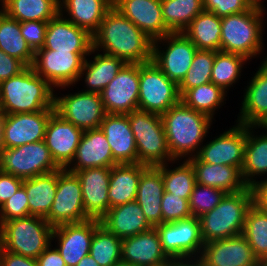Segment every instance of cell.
Returning a JSON list of instances; mask_svg holds the SVG:
<instances>
[{"instance_id": "cell-6", "label": "cell", "mask_w": 267, "mask_h": 266, "mask_svg": "<svg viewBox=\"0 0 267 266\" xmlns=\"http://www.w3.org/2000/svg\"><path fill=\"white\" fill-rule=\"evenodd\" d=\"M54 227L45 218H14L0 226V246L22 256L36 259L51 243Z\"/></svg>"}, {"instance_id": "cell-53", "label": "cell", "mask_w": 267, "mask_h": 266, "mask_svg": "<svg viewBox=\"0 0 267 266\" xmlns=\"http://www.w3.org/2000/svg\"><path fill=\"white\" fill-rule=\"evenodd\" d=\"M252 204L259 210L267 213V178L255 181L250 186Z\"/></svg>"}, {"instance_id": "cell-1", "label": "cell", "mask_w": 267, "mask_h": 266, "mask_svg": "<svg viewBox=\"0 0 267 266\" xmlns=\"http://www.w3.org/2000/svg\"><path fill=\"white\" fill-rule=\"evenodd\" d=\"M93 48L126 64L152 61L153 40L112 6L92 35Z\"/></svg>"}, {"instance_id": "cell-16", "label": "cell", "mask_w": 267, "mask_h": 266, "mask_svg": "<svg viewBox=\"0 0 267 266\" xmlns=\"http://www.w3.org/2000/svg\"><path fill=\"white\" fill-rule=\"evenodd\" d=\"M100 95L108 114H129L138 110L139 64H125Z\"/></svg>"}, {"instance_id": "cell-22", "label": "cell", "mask_w": 267, "mask_h": 266, "mask_svg": "<svg viewBox=\"0 0 267 266\" xmlns=\"http://www.w3.org/2000/svg\"><path fill=\"white\" fill-rule=\"evenodd\" d=\"M113 6L153 41L172 33L164 23L161 0H114Z\"/></svg>"}, {"instance_id": "cell-63", "label": "cell", "mask_w": 267, "mask_h": 266, "mask_svg": "<svg viewBox=\"0 0 267 266\" xmlns=\"http://www.w3.org/2000/svg\"><path fill=\"white\" fill-rule=\"evenodd\" d=\"M175 263H176V262L172 261L170 264H168V265H163V266H175Z\"/></svg>"}, {"instance_id": "cell-46", "label": "cell", "mask_w": 267, "mask_h": 266, "mask_svg": "<svg viewBox=\"0 0 267 266\" xmlns=\"http://www.w3.org/2000/svg\"><path fill=\"white\" fill-rule=\"evenodd\" d=\"M227 193L224 190L196 183L189 198L192 216L202 214L215 208Z\"/></svg>"}, {"instance_id": "cell-15", "label": "cell", "mask_w": 267, "mask_h": 266, "mask_svg": "<svg viewBox=\"0 0 267 266\" xmlns=\"http://www.w3.org/2000/svg\"><path fill=\"white\" fill-rule=\"evenodd\" d=\"M55 109L38 112L3 114L1 148H15L44 140L50 115Z\"/></svg>"}, {"instance_id": "cell-28", "label": "cell", "mask_w": 267, "mask_h": 266, "mask_svg": "<svg viewBox=\"0 0 267 266\" xmlns=\"http://www.w3.org/2000/svg\"><path fill=\"white\" fill-rule=\"evenodd\" d=\"M164 192L161 165L147 166L139 179L135 201L153 227L162 223L161 203Z\"/></svg>"}, {"instance_id": "cell-3", "label": "cell", "mask_w": 267, "mask_h": 266, "mask_svg": "<svg viewBox=\"0 0 267 266\" xmlns=\"http://www.w3.org/2000/svg\"><path fill=\"white\" fill-rule=\"evenodd\" d=\"M55 91L32 66H27L0 83V112L19 114L55 109Z\"/></svg>"}, {"instance_id": "cell-24", "label": "cell", "mask_w": 267, "mask_h": 266, "mask_svg": "<svg viewBox=\"0 0 267 266\" xmlns=\"http://www.w3.org/2000/svg\"><path fill=\"white\" fill-rule=\"evenodd\" d=\"M121 259L133 266H163L172 262L162 250L155 227L122 239Z\"/></svg>"}, {"instance_id": "cell-27", "label": "cell", "mask_w": 267, "mask_h": 266, "mask_svg": "<svg viewBox=\"0 0 267 266\" xmlns=\"http://www.w3.org/2000/svg\"><path fill=\"white\" fill-rule=\"evenodd\" d=\"M100 129L111 147L116 164L137 163V148L127 114H106Z\"/></svg>"}, {"instance_id": "cell-37", "label": "cell", "mask_w": 267, "mask_h": 266, "mask_svg": "<svg viewBox=\"0 0 267 266\" xmlns=\"http://www.w3.org/2000/svg\"><path fill=\"white\" fill-rule=\"evenodd\" d=\"M183 33L198 50L221 51V17L203 10Z\"/></svg>"}, {"instance_id": "cell-62", "label": "cell", "mask_w": 267, "mask_h": 266, "mask_svg": "<svg viewBox=\"0 0 267 266\" xmlns=\"http://www.w3.org/2000/svg\"><path fill=\"white\" fill-rule=\"evenodd\" d=\"M261 266H267V259L259 261Z\"/></svg>"}, {"instance_id": "cell-18", "label": "cell", "mask_w": 267, "mask_h": 266, "mask_svg": "<svg viewBox=\"0 0 267 266\" xmlns=\"http://www.w3.org/2000/svg\"><path fill=\"white\" fill-rule=\"evenodd\" d=\"M100 225V220L89 219L80 223L54 227L52 243L55 240V247L66 266H76L83 257L89 254L94 231Z\"/></svg>"}, {"instance_id": "cell-7", "label": "cell", "mask_w": 267, "mask_h": 266, "mask_svg": "<svg viewBox=\"0 0 267 266\" xmlns=\"http://www.w3.org/2000/svg\"><path fill=\"white\" fill-rule=\"evenodd\" d=\"M137 148V163L158 166L174 159L168 148L161 115L142 110L127 114Z\"/></svg>"}, {"instance_id": "cell-8", "label": "cell", "mask_w": 267, "mask_h": 266, "mask_svg": "<svg viewBox=\"0 0 267 266\" xmlns=\"http://www.w3.org/2000/svg\"><path fill=\"white\" fill-rule=\"evenodd\" d=\"M155 228L160 237L162 250L171 261L200 258L205 243L201 236L198 217L191 216L175 222L161 223Z\"/></svg>"}, {"instance_id": "cell-61", "label": "cell", "mask_w": 267, "mask_h": 266, "mask_svg": "<svg viewBox=\"0 0 267 266\" xmlns=\"http://www.w3.org/2000/svg\"><path fill=\"white\" fill-rule=\"evenodd\" d=\"M3 114L0 112V148H1V125H2Z\"/></svg>"}, {"instance_id": "cell-10", "label": "cell", "mask_w": 267, "mask_h": 266, "mask_svg": "<svg viewBox=\"0 0 267 266\" xmlns=\"http://www.w3.org/2000/svg\"><path fill=\"white\" fill-rule=\"evenodd\" d=\"M179 101L178 85L153 61L139 64V110L162 115Z\"/></svg>"}, {"instance_id": "cell-23", "label": "cell", "mask_w": 267, "mask_h": 266, "mask_svg": "<svg viewBox=\"0 0 267 266\" xmlns=\"http://www.w3.org/2000/svg\"><path fill=\"white\" fill-rule=\"evenodd\" d=\"M251 80L243 90L240 112L236 123L246 126H261L267 119V63L261 61Z\"/></svg>"}, {"instance_id": "cell-51", "label": "cell", "mask_w": 267, "mask_h": 266, "mask_svg": "<svg viewBox=\"0 0 267 266\" xmlns=\"http://www.w3.org/2000/svg\"><path fill=\"white\" fill-rule=\"evenodd\" d=\"M23 181L0 170V208L20 189Z\"/></svg>"}, {"instance_id": "cell-50", "label": "cell", "mask_w": 267, "mask_h": 266, "mask_svg": "<svg viewBox=\"0 0 267 266\" xmlns=\"http://www.w3.org/2000/svg\"><path fill=\"white\" fill-rule=\"evenodd\" d=\"M251 8L247 0H203V9L218 17L246 12Z\"/></svg>"}, {"instance_id": "cell-64", "label": "cell", "mask_w": 267, "mask_h": 266, "mask_svg": "<svg viewBox=\"0 0 267 266\" xmlns=\"http://www.w3.org/2000/svg\"><path fill=\"white\" fill-rule=\"evenodd\" d=\"M262 58H263L262 60L267 63V55L265 57L263 56Z\"/></svg>"}, {"instance_id": "cell-35", "label": "cell", "mask_w": 267, "mask_h": 266, "mask_svg": "<svg viewBox=\"0 0 267 266\" xmlns=\"http://www.w3.org/2000/svg\"><path fill=\"white\" fill-rule=\"evenodd\" d=\"M57 184L58 170L23 181L29 201V215L46 217L55 199Z\"/></svg>"}, {"instance_id": "cell-32", "label": "cell", "mask_w": 267, "mask_h": 266, "mask_svg": "<svg viewBox=\"0 0 267 266\" xmlns=\"http://www.w3.org/2000/svg\"><path fill=\"white\" fill-rule=\"evenodd\" d=\"M112 6V0H59L60 14L91 35L99 29Z\"/></svg>"}, {"instance_id": "cell-56", "label": "cell", "mask_w": 267, "mask_h": 266, "mask_svg": "<svg viewBox=\"0 0 267 266\" xmlns=\"http://www.w3.org/2000/svg\"><path fill=\"white\" fill-rule=\"evenodd\" d=\"M76 266H100L93 257L88 254L83 257Z\"/></svg>"}, {"instance_id": "cell-31", "label": "cell", "mask_w": 267, "mask_h": 266, "mask_svg": "<svg viewBox=\"0 0 267 266\" xmlns=\"http://www.w3.org/2000/svg\"><path fill=\"white\" fill-rule=\"evenodd\" d=\"M188 161L194 169L196 183L215 187L226 193L240 192L248 187L237 167L205 163L197 156Z\"/></svg>"}, {"instance_id": "cell-40", "label": "cell", "mask_w": 267, "mask_h": 266, "mask_svg": "<svg viewBox=\"0 0 267 266\" xmlns=\"http://www.w3.org/2000/svg\"><path fill=\"white\" fill-rule=\"evenodd\" d=\"M172 163L177 164V166L173 168ZM161 174L165 192L189 201L196 179L194 169L188 160H183L182 162L181 160H174L173 162L161 164Z\"/></svg>"}, {"instance_id": "cell-30", "label": "cell", "mask_w": 267, "mask_h": 266, "mask_svg": "<svg viewBox=\"0 0 267 266\" xmlns=\"http://www.w3.org/2000/svg\"><path fill=\"white\" fill-rule=\"evenodd\" d=\"M110 233L124 239L153 228L136 201L112 207L100 220Z\"/></svg>"}, {"instance_id": "cell-54", "label": "cell", "mask_w": 267, "mask_h": 266, "mask_svg": "<svg viewBox=\"0 0 267 266\" xmlns=\"http://www.w3.org/2000/svg\"><path fill=\"white\" fill-rule=\"evenodd\" d=\"M0 266H38L36 259L4 250L0 246Z\"/></svg>"}, {"instance_id": "cell-5", "label": "cell", "mask_w": 267, "mask_h": 266, "mask_svg": "<svg viewBox=\"0 0 267 266\" xmlns=\"http://www.w3.org/2000/svg\"><path fill=\"white\" fill-rule=\"evenodd\" d=\"M250 186L236 193H227L220 203L199 218L204 243L242 235L245 217L252 206Z\"/></svg>"}, {"instance_id": "cell-41", "label": "cell", "mask_w": 267, "mask_h": 266, "mask_svg": "<svg viewBox=\"0 0 267 266\" xmlns=\"http://www.w3.org/2000/svg\"><path fill=\"white\" fill-rule=\"evenodd\" d=\"M162 16L172 33L183 32L203 9V0H161Z\"/></svg>"}, {"instance_id": "cell-59", "label": "cell", "mask_w": 267, "mask_h": 266, "mask_svg": "<svg viewBox=\"0 0 267 266\" xmlns=\"http://www.w3.org/2000/svg\"><path fill=\"white\" fill-rule=\"evenodd\" d=\"M113 266H133V265L121 260V261L117 262L116 264H114Z\"/></svg>"}, {"instance_id": "cell-33", "label": "cell", "mask_w": 267, "mask_h": 266, "mask_svg": "<svg viewBox=\"0 0 267 266\" xmlns=\"http://www.w3.org/2000/svg\"><path fill=\"white\" fill-rule=\"evenodd\" d=\"M259 126H247L241 173L244 182L251 186L258 179L267 178V131L258 134ZM265 132V133H264Z\"/></svg>"}, {"instance_id": "cell-43", "label": "cell", "mask_w": 267, "mask_h": 266, "mask_svg": "<svg viewBox=\"0 0 267 266\" xmlns=\"http://www.w3.org/2000/svg\"><path fill=\"white\" fill-rule=\"evenodd\" d=\"M242 235L258 261L267 259V213L252 205L246 214Z\"/></svg>"}, {"instance_id": "cell-36", "label": "cell", "mask_w": 267, "mask_h": 266, "mask_svg": "<svg viewBox=\"0 0 267 266\" xmlns=\"http://www.w3.org/2000/svg\"><path fill=\"white\" fill-rule=\"evenodd\" d=\"M0 10L19 22H48L60 13L59 0H4Z\"/></svg>"}, {"instance_id": "cell-39", "label": "cell", "mask_w": 267, "mask_h": 266, "mask_svg": "<svg viewBox=\"0 0 267 266\" xmlns=\"http://www.w3.org/2000/svg\"><path fill=\"white\" fill-rule=\"evenodd\" d=\"M228 92L221 87L209 82L191 89H188L180 100L188 107L197 112L203 113L214 120L216 111L226 103Z\"/></svg>"}, {"instance_id": "cell-47", "label": "cell", "mask_w": 267, "mask_h": 266, "mask_svg": "<svg viewBox=\"0 0 267 266\" xmlns=\"http://www.w3.org/2000/svg\"><path fill=\"white\" fill-rule=\"evenodd\" d=\"M162 223H170L192 216L189 201L164 192L161 203Z\"/></svg>"}, {"instance_id": "cell-13", "label": "cell", "mask_w": 267, "mask_h": 266, "mask_svg": "<svg viewBox=\"0 0 267 266\" xmlns=\"http://www.w3.org/2000/svg\"><path fill=\"white\" fill-rule=\"evenodd\" d=\"M45 219L53 227L90 219L85 212L80 181L74 173L58 169L55 199Z\"/></svg>"}, {"instance_id": "cell-11", "label": "cell", "mask_w": 267, "mask_h": 266, "mask_svg": "<svg viewBox=\"0 0 267 266\" xmlns=\"http://www.w3.org/2000/svg\"><path fill=\"white\" fill-rule=\"evenodd\" d=\"M58 169L44 140L15 148H0V170L22 180Z\"/></svg>"}, {"instance_id": "cell-42", "label": "cell", "mask_w": 267, "mask_h": 266, "mask_svg": "<svg viewBox=\"0 0 267 266\" xmlns=\"http://www.w3.org/2000/svg\"><path fill=\"white\" fill-rule=\"evenodd\" d=\"M248 62L250 63L241 55L216 51L211 71V82L221 87L225 92H229V89L241 79L243 67L245 69L244 65Z\"/></svg>"}, {"instance_id": "cell-57", "label": "cell", "mask_w": 267, "mask_h": 266, "mask_svg": "<svg viewBox=\"0 0 267 266\" xmlns=\"http://www.w3.org/2000/svg\"><path fill=\"white\" fill-rule=\"evenodd\" d=\"M175 266H204L199 260L178 261Z\"/></svg>"}, {"instance_id": "cell-21", "label": "cell", "mask_w": 267, "mask_h": 266, "mask_svg": "<svg viewBox=\"0 0 267 266\" xmlns=\"http://www.w3.org/2000/svg\"><path fill=\"white\" fill-rule=\"evenodd\" d=\"M81 184L86 215L101 220L109 210L110 167H93L74 173Z\"/></svg>"}, {"instance_id": "cell-12", "label": "cell", "mask_w": 267, "mask_h": 266, "mask_svg": "<svg viewBox=\"0 0 267 266\" xmlns=\"http://www.w3.org/2000/svg\"><path fill=\"white\" fill-rule=\"evenodd\" d=\"M197 50L183 32L169 33L153 41L152 61L170 80L179 85L190 69Z\"/></svg>"}, {"instance_id": "cell-9", "label": "cell", "mask_w": 267, "mask_h": 266, "mask_svg": "<svg viewBox=\"0 0 267 266\" xmlns=\"http://www.w3.org/2000/svg\"><path fill=\"white\" fill-rule=\"evenodd\" d=\"M90 52H58L44 49L35 52L33 70L54 89L69 88L78 84L80 72Z\"/></svg>"}, {"instance_id": "cell-25", "label": "cell", "mask_w": 267, "mask_h": 266, "mask_svg": "<svg viewBox=\"0 0 267 266\" xmlns=\"http://www.w3.org/2000/svg\"><path fill=\"white\" fill-rule=\"evenodd\" d=\"M43 48L58 52H90L93 37L59 13L48 21Z\"/></svg>"}, {"instance_id": "cell-58", "label": "cell", "mask_w": 267, "mask_h": 266, "mask_svg": "<svg viewBox=\"0 0 267 266\" xmlns=\"http://www.w3.org/2000/svg\"><path fill=\"white\" fill-rule=\"evenodd\" d=\"M251 7L266 11L265 0H247Z\"/></svg>"}, {"instance_id": "cell-4", "label": "cell", "mask_w": 267, "mask_h": 266, "mask_svg": "<svg viewBox=\"0 0 267 266\" xmlns=\"http://www.w3.org/2000/svg\"><path fill=\"white\" fill-rule=\"evenodd\" d=\"M265 14L264 10L252 7L246 12L221 17V51L241 55L250 62L260 58L265 49Z\"/></svg>"}, {"instance_id": "cell-2", "label": "cell", "mask_w": 267, "mask_h": 266, "mask_svg": "<svg viewBox=\"0 0 267 266\" xmlns=\"http://www.w3.org/2000/svg\"><path fill=\"white\" fill-rule=\"evenodd\" d=\"M161 119L167 144L174 160L196 157L205 138L209 137L212 120L209 116L186 106L181 100L169 108Z\"/></svg>"}, {"instance_id": "cell-20", "label": "cell", "mask_w": 267, "mask_h": 266, "mask_svg": "<svg viewBox=\"0 0 267 266\" xmlns=\"http://www.w3.org/2000/svg\"><path fill=\"white\" fill-rule=\"evenodd\" d=\"M198 260L204 266H256L259 264L243 235L205 243Z\"/></svg>"}, {"instance_id": "cell-29", "label": "cell", "mask_w": 267, "mask_h": 266, "mask_svg": "<svg viewBox=\"0 0 267 266\" xmlns=\"http://www.w3.org/2000/svg\"><path fill=\"white\" fill-rule=\"evenodd\" d=\"M89 54H93L91 58L93 60L89 56L85 59L78 82L84 80L86 87L82 88L83 91L100 94L126 63L120 58L100 53L94 48L91 49Z\"/></svg>"}, {"instance_id": "cell-60", "label": "cell", "mask_w": 267, "mask_h": 266, "mask_svg": "<svg viewBox=\"0 0 267 266\" xmlns=\"http://www.w3.org/2000/svg\"><path fill=\"white\" fill-rule=\"evenodd\" d=\"M259 129L260 130H266L267 131V119H266V121L261 125V126H259Z\"/></svg>"}, {"instance_id": "cell-55", "label": "cell", "mask_w": 267, "mask_h": 266, "mask_svg": "<svg viewBox=\"0 0 267 266\" xmlns=\"http://www.w3.org/2000/svg\"><path fill=\"white\" fill-rule=\"evenodd\" d=\"M51 243L37 258L38 266H66L56 247Z\"/></svg>"}, {"instance_id": "cell-14", "label": "cell", "mask_w": 267, "mask_h": 266, "mask_svg": "<svg viewBox=\"0 0 267 266\" xmlns=\"http://www.w3.org/2000/svg\"><path fill=\"white\" fill-rule=\"evenodd\" d=\"M54 108L62 118L83 131L100 128L107 114L101 95L83 90L66 95L55 92Z\"/></svg>"}, {"instance_id": "cell-48", "label": "cell", "mask_w": 267, "mask_h": 266, "mask_svg": "<svg viewBox=\"0 0 267 266\" xmlns=\"http://www.w3.org/2000/svg\"><path fill=\"white\" fill-rule=\"evenodd\" d=\"M29 216V201L23 186L0 208V226L11 219Z\"/></svg>"}, {"instance_id": "cell-26", "label": "cell", "mask_w": 267, "mask_h": 266, "mask_svg": "<svg viewBox=\"0 0 267 266\" xmlns=\"http://www.w3.org/2000/svg\"><path fill=\"white\" fill-rule=\"evenodd\" d=\"M116 165L111 147L100 128L85 130L81 136L75 157L66 168L75 173L93 167H112Z\"/></svg>"}, {"instance_id": "cell-52", "label": "cell", "mask_w": 267, "mask_h": 266, "mask_svg": "<svg viewBox=\"0 0 267 266\" xmlns=\"http://www.w3.org/2000/svg\"><path fill=\"white\" fill-rule=\"evenodd\" d=\"M27 66L0 49V83L23 71Z\"/></svg>"}, {"instance_id": "cell-34", "label": "cell", "mask_w": 267, "mask_h": 266, "mask_svg": "<svg viewBox=\"0 0 267 266\" xmlns=\"http://www.w3.org/2000/svg\"><path fill=\"white\" fill-rule=\"evenodd\" d=\"M147 165L116 164L111 167L109 180V209L136 200L138 183Z\"/></svg>"}, {"instance_id": "cell-38", "label": "cell", "mask_w": 267, "mask_h": 266, "mask_svg": "<svg viewBox=\"0 0 267 266\" xmlns=\"http://www.w3.org/2000/svg\"><path fill=\"white\" fill-rule=\"evenodd\" d=\"M0 49L6 54L32 66L34 52L21 35L20 22L0 10Z\"/></svg>"}, {"instance_id": "cell-17", "label": "cell", "mask_w": 267, "mask_h": 266, "mask_svg": "<svg viewBox=\"0 0 267 266\" xmlns=\"http://www.w3.org/2000/svg\"><path fill=\"white\" fill-rule=\"evenodd\" d=\"M246 139L247 126L235 123L213 140L203 143L197 157L205 163L228 165L241 170Z\"/></svg>"}, {"instance_id": "cell-49", "label": "cell", "mask_w": 267, "mask_h": 266, "mask_svg": "<svg viewBox=\"0 0 267 266\" xmlns=\"http://www.w3.org/2000/svg\"><path fill=\"white\" fill-rule=\"evenodd\" d=\"M47 24L48 22L34 20L20 22L21 35L34 53L45 43Z\"/></svg>"}, {"instance_id": "cell-45", "label": "cell", "mask_w": 267, "mask_h": 266, "mask_svg": "<svg viewBox=\"0 0 267 266\" xmlns=\"http://www.w3.org/2000/svg\"><path fill=\"white\" fill-rule=\"evenodd\" d=\"M215 60V51L197 50L190 69L178 85L180 97L188 90L211 82V71Z\"/></svg>"}, {"instance_id": "cell-44", "label": "cell", "mask_w": 267, "mask_h": 266, "mask_svg": "<svg viewBox=\"0 0 267 266\" xmlns=\"http://www.w3.org/2000/svg\"><path fill=\"white\" fill-rule=\"evenodd\" d=\"M121 241L100 225L93 234L89 254L100 266H113L121 261Z\"/></svg>"}, {"instance_id": "cell-19", "label": "cell", "mask_w": 267, "mask_h": 266, "mask_svg": "<svg viewBox=\"0 0 267 266\" xmlns=\"http://www.w3.org/2000/svg\"><path fill=\"white\" fill-rule=\"evenodd\" d=\"M83 132L55 111L50 115L44 142L59 168L66 169L71 164Z\"/></svg>"}]
</instances>
